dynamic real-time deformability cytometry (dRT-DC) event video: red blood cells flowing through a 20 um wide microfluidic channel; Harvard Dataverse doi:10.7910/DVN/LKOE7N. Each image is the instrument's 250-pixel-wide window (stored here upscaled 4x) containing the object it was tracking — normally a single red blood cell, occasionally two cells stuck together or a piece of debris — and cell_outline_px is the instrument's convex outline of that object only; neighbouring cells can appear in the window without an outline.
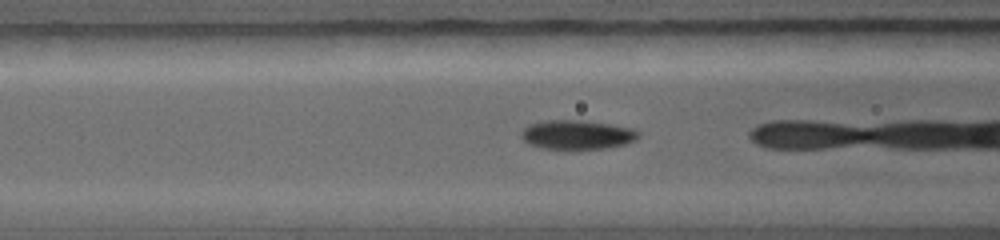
{"species": "common noctule bat (a hibernating species)", "species_latin": "Nyctalus noctula", "temperature_condition": "warm", "stored_images_in_passage": 13, "camera_frame_rate_fps": 5000, "um_per_image_px": 0.085, "animal": {"sex": "female", "body_mass_g": 19.0, "forearm_length_mm": 56.7}, "frame": {"image": 1, "passage_image": 4, "time_ms": 1.4, "image_size_px": [1000, 240], "cell_outline_px": [[640, 132], [636, 140], [624, 144], [604, 148], [568, 152], [544, 148], [528, 144], [520, 136], [520, 132], [528, 124], [544, 120], [580, 120], [608, 124], [628, 128]], "centroid_in_image_um": [48.97, 11.49], "position_along_channel_um": 117.6, "area_um2": 20.46}}